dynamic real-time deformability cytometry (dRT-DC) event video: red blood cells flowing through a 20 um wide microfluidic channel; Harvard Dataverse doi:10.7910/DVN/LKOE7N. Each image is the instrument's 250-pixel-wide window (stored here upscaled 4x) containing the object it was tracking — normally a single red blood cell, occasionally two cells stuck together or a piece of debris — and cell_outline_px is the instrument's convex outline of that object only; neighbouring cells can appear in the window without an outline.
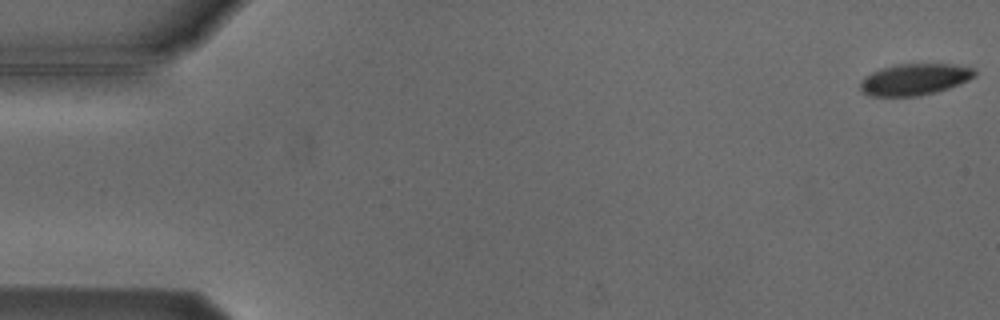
{"species": "Egyptian fruit bat (a non-hibernating species)", "species_latin": "Rousettus aegyptiacus", "temperature_condition": "cold", "stored_images_in_passage": 6, "camera_frame_rate_fps": 3000, "um_per_image_px": 0.085, "animal": {"sex": "male"}, "frame": {"image": 1, "passage_image": 1, "time_ms": 0.0, "image_size_px": [1000, 320], "cell_outline_px": [[976, 76], [960, 84], [936, 92], [920, 96], [868, 96], [860, 88], [860, 84], [864, 76], [872, 72], [896, 64], [956, 64], [972, 68], [976, 72]], "centroid_in_image_um": [77.76, 6.75], "position_along_channel_um": 7.2, "area_um2": 20.98}}
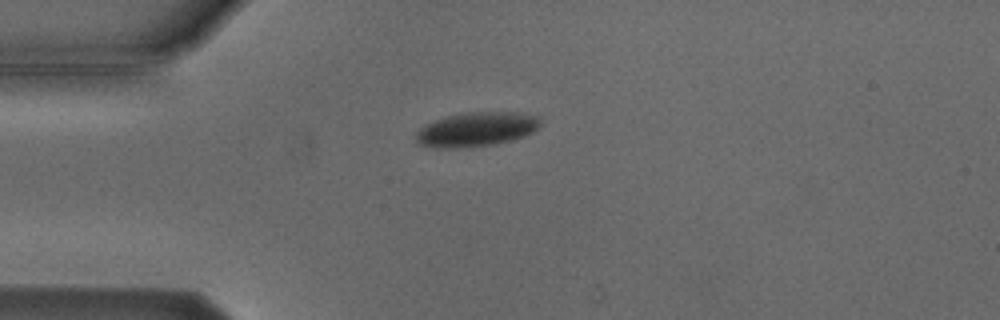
{"frame": {"image": 2, "passage_image": 4, "time_ms": 4.333, "image_size_px": [1000, 320], "cell_outline_px": [[540, 124], [532, 132], [524, 136], [496, 144], [460, 148], [436, 148], [416, 144], [416, 132], [424, 124], [448, 116], [468, 112], [516, 112], [540, 116]], "centroid_in_image_um": [40.47, 11.0], "position_along_channel_um": 44.5, "area_um2": 24.91}}
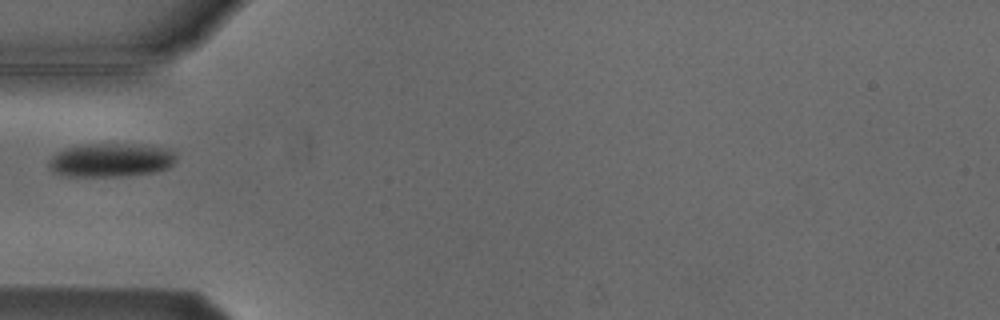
{"frame": {"image": 3, "passage_image": 5, "time_ms": 5.667, "image_size_px": [1000, 320], "cell_outline_px": [[176, 160], [168, 168], [152, 172], [128, 176], [64, 176], [52, 172], [48, 164], [48, 160], [56, 152], [64, 148], [84, 144], [140, 144], [172, 148], [176, 152]], "centroid_in_image_um": [9.44, 13.59], "position_along_channel_um": 75.6, "area_um2": 25.49}}